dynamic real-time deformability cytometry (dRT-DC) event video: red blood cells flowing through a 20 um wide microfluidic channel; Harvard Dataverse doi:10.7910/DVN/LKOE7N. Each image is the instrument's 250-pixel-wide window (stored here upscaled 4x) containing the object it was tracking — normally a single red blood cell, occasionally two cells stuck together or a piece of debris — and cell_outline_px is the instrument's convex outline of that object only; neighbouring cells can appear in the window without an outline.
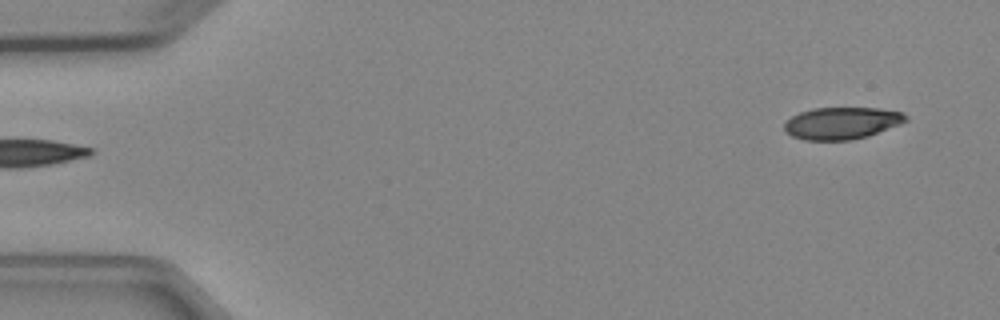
{"species": "Egyptian fruit bat (a non-hibernating species)", "species_latin": "Rousettus aegyptiacus", "temperature_condition": "cold", "stored_images_in_passage": 5, "segment_of_instrument_passage": [2, 2], "camera_frame_rate_fps": 3000, "um_per_image_px": 0.085, "animal": {"sex": "female"}, "frame": {"image": 1, "passage_image": 5, "time_ms": 4.667, "image_size_px": [1000, 320], "cell_outline_px": [[908, 120], [900, 124], [868, 136], [852, 140], [804, 140], [792, 136], [784, 128], [784, 124], [792, 116], [800, 112], [812, 108], [880, 108], [904, 112], [908, 116]], "centroid_in_image_um": [71.59, 10.46], "position_along_channel_um": 13.4, "area_um2": 22.72}}